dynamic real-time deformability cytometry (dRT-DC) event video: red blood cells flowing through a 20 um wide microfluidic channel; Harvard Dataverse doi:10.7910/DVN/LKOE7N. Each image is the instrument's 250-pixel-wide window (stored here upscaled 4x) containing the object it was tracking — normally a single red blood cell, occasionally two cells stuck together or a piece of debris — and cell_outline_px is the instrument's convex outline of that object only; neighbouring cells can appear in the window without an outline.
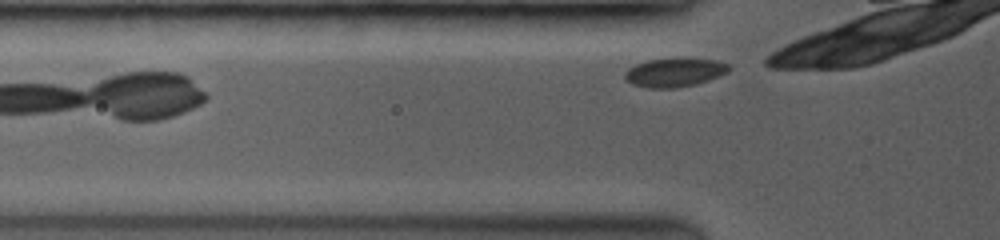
{"species": "common noctule bat (a hibernating species)", "species_latin": "Nyctalus noctula", "temperature_condition": "room temperature", "stored_images_in_passage": 5, "camera_frame_rate_fps": 3500, "um_per_image_px": 0.085, "animal": {"sex": "female", "body_mass_g": 19.0, "forearm_length_mm": 53.3}, "frame": {"image": 1, "passage_image": 5, "time_ms": 2.857, "image_size_px": [1000, 240], "cell_outline_px": [[732, 68], [728, 72], [720, 76], [708, 80], [692, 84], [672, 88], [648, 88], [632, 84], [624, 76], [624, 72], [628, 68], [636, 64], [648, 60], [684, 56], [716, 60], [728, 64]], "centroid_in_image_um": [57.36, 6.11], "position_along_channel_um": 68.4, "area_um2": 17.8}}